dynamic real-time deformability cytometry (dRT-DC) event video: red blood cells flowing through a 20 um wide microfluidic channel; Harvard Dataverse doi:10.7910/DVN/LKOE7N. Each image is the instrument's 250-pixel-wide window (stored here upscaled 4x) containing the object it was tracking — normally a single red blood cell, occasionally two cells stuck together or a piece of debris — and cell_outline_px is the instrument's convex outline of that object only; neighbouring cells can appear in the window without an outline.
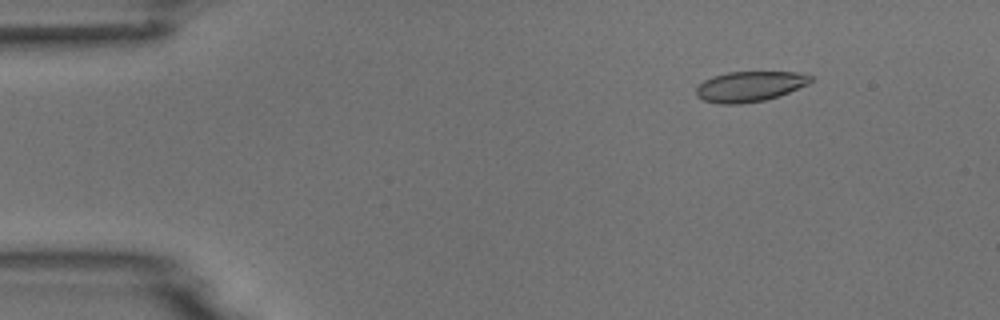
{"species": "common noctule bat (a hibernating species)", "species_latin": "Nyctalus noctula", "temperature_condition": "room temperature", "stored_images_in_passage": 6, "camera_frame_rate_fps": 3000, "um_per_image_px": 0.085, "animal": {"sex": "male", "body_mass_g": 18.8}, "frame": {"image": 1, "passage_image": 1, "time_ms": 0.0, "image_size_px": [1000, 320], "cell_outline_px": [[812, 80], [808, 84], [780, 96], [764, 100], [740, 104], [720, 104], [704, 100], [696, 96], [696, 88], [704, 80], [712, 76], [728, 72], [800, 72], [812, 76]], "centroid_in_image_um": [63.73, 7.35], "position_along_channel_um": 21.3, "area_um2": 20.29}}
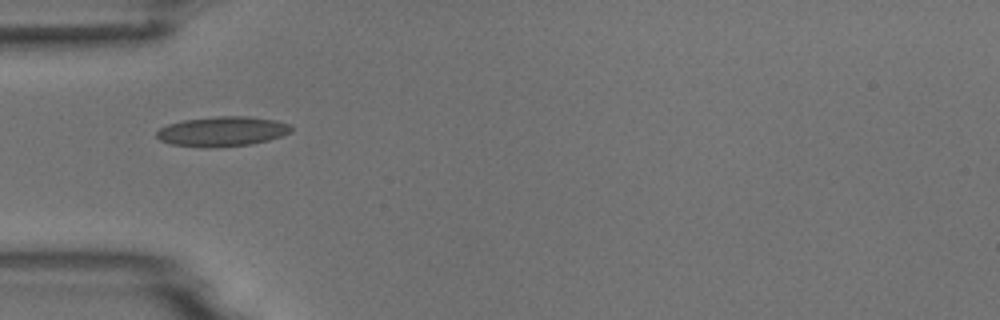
{"frame": {"image": 2, "passage_image": 4, "time_ms": 3.333, "image_size_px": [1000, 320], "cell_outline_px": [[292, 132], [268, 140], [252, 144], [212, 148], [208, 148], [172, 144], [160, 140], [156, 136], [156, 132], [160, 128], [168, 124], [184, 120], [216, 116], [248, 116], [276, 120], [292, 124]], "centroid_in_image_um": [18.92, 11.17], "position_along_channel_um": 66.1, "area_um2": 23.52}}